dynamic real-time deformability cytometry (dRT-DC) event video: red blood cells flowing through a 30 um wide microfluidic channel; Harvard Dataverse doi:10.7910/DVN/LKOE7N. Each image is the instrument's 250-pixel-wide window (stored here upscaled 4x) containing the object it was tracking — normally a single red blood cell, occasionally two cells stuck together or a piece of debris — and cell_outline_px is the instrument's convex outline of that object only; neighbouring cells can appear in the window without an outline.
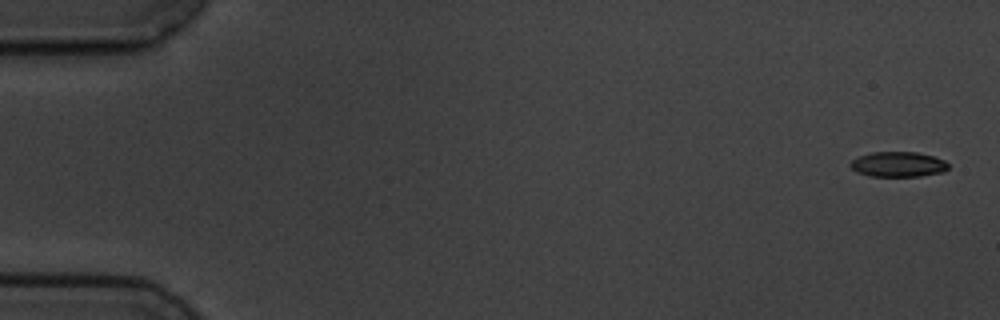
{"species": "common noctule bat (a hibernating species)", "species_latin": "Nyctalus noctula", "temperature_condition": "cold", "stored_images_in_passage": 10, "camera_frame_rate_fps": 3000, "um_per_image_px": 0.085, "animal": {"sex": "male", "body_mass_g": 19.5, "forearm_length_mm": 54.6}, "frame": {"image": 1, "passage_image": 1, "time_ms": 0.0, "image_size_px": [1000, 320], "cell_outline_px": [[948, 168], [944, 172], [920, 176], [868, 176], [856, 172], [848, 164], [852, 160], [860, 156], [872, 152], [916, 152], [932, 156], [944, 160], [948, 164]], "centroid_in_image_um": [76.33, 13.97], "position_along_channel_um": 8.7, "area_um2": 14.33}}
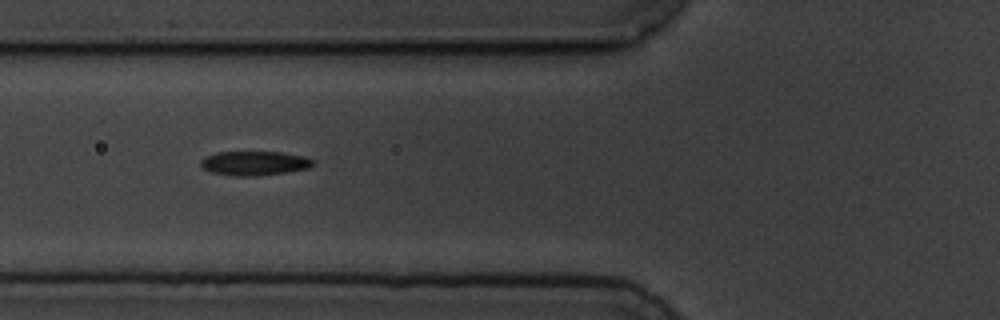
{"frame": {"image": 2, "passage_image": 6, "time_ms": 6.667, "image_size_px": [1000, 320], "cell_outline_px": [[316, 164], [308, 168], [284, 172], [256, 176], [236, 176], [212, 172], [204, 168], [200, 164], [200, 160], [204, 156], [216, 152], [280, 152], [304, 156], [316, 160]], "centroid_in_image_um": [21.64, 13.86], "position_along_channel_um": 104.2, "area_um2": 15.9}}
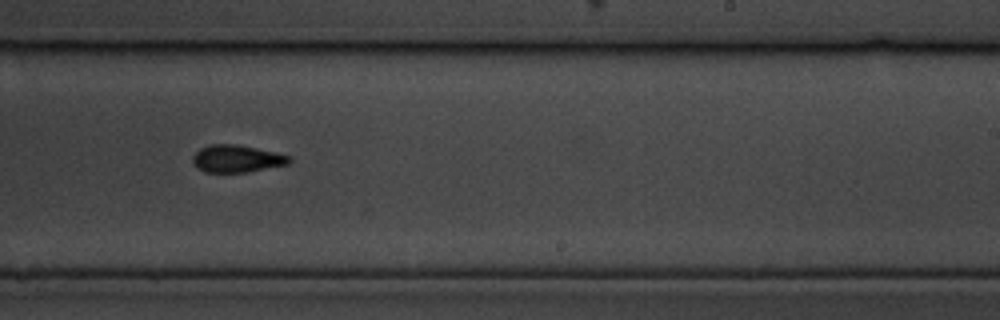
{"frame": {"image": 3, "passage_image": 10, "time_ms": 11.333, "image_size_px": [1000, 320], "cell_outline_px": [[292, 160], [288, 164], [248, 172], [204, 172], [196, 168], [192, 164], [192, 156], [200, 148], [208, 144], [236, 144], [276, 152], [288, 156]], "centroid_in_image_um": [20.07, 13.49], "position_along_channel_um": 268.9, "area_um2": 15.49}}